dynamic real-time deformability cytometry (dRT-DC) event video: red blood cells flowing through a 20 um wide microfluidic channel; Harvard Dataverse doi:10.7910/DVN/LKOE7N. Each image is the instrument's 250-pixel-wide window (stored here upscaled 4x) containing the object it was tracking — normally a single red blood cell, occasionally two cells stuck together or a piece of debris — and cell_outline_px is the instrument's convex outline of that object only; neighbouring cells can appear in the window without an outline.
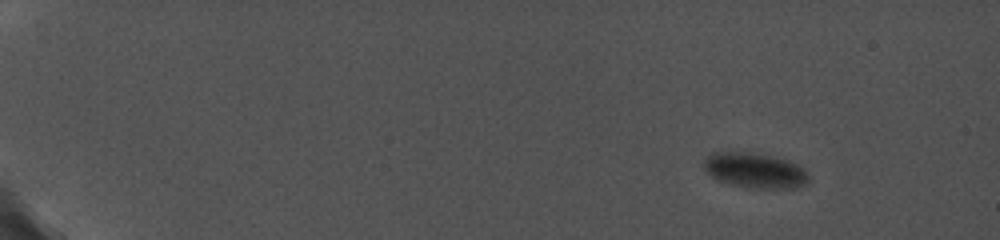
{"species": "common noctule bat (a hibernating species)", "species_latin": "Nyctalus noctula", "temperature_condition": "cold", "stored_images_in_passage": 9, "camera_frame_rate_fps": 5000, "um_per_image_px": 0.085, "animal": {"sex": "female", "body_mass_g": 19.0, "forearm_length_mm": 56.7}, "frame": {"image": 1, "passage_image": 1, "time_ms": 0.0, "image_size_px": [1000, 240], "cell_outline_px": [[808, 184], [796, 188], [764, 188], [736, 184], [720, 180], [712, 176], [704, 168], [704, 160], [712, 152], [752, 152], [788, 160], [804, 168], [808, 172]], "centroid_in_image_um": [64.23, 14.47], "position_along_channel_um": 20.8, "area_um2": 21.1}}
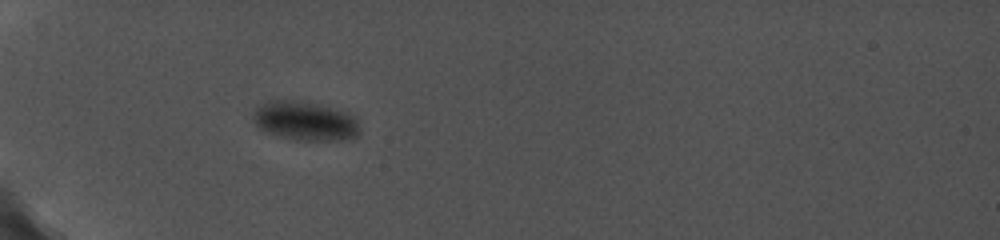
{"frame": {"image": 2, "passage_image": 7, "time_ms": 5.2, "image_size_px": [1000, 240], "cell_outline_px": [[360, 132], [356, 136], [340, 140], [304, 140], [280, 136], [268, 132], [260, 128], [252, 120], [252, 112], [260, 104], [268, 100], [308, 100], [348, 112], [356, 116], [360, 128]], "centroid_in_image_um": [25.95, 10.24], "position_along_channel_um": 59.0, "area_um2": 24.68}}
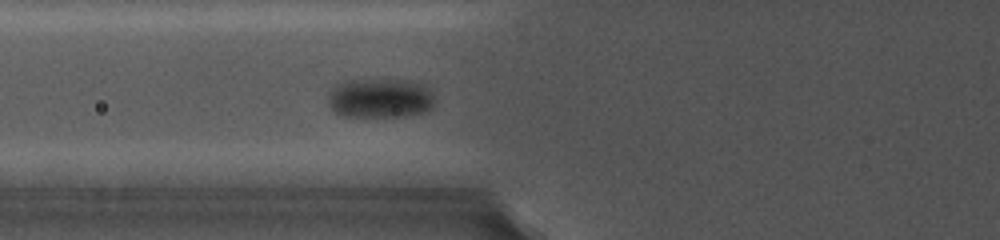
{"frame": {"image": 3, "passage_image": 9, "time_ms": 6.8, "image_size_px": [1000, 240], "cell_outline_px": [[432, 108], [420, 112], [400, 116], [344, 116], [336, 112], [328, 104], [328, 92], [340, 80], [408, 80], [420, 84], [432, 92]], "centroid_in_image_um": [32.23, 8.33], "position_along_channel_um": 93.6, "area_um2": 24.28}}